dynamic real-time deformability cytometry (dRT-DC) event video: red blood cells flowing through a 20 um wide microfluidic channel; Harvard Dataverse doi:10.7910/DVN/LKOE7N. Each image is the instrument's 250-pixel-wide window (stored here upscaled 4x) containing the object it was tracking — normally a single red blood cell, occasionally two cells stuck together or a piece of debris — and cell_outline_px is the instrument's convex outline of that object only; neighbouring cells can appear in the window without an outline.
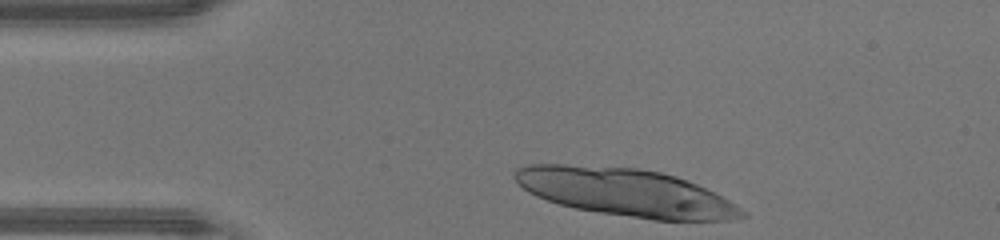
{"species": "human", "species_latin": "Homo sapiens", "temperature_condition": "warm", "stored_images_in_passage": 9, "camera_frame_rate_fps": 3000, "um_per_image_px": 0.085, "donor": {"sex": "male"}, "frame": {"image": 1, "passage_image": 1, "time_ms": 0.0, "image_size_px": [1000, 240], "cell_outline_px": [[748, 216], [728, 220], [652, 220], [600, 212], [576, 208], [560, 204], [536, 196], [528, 192], [512, 176], [512, 172], [516, 168], [528, 164], [564, 164], [640, 168], [660, 172], [676, 176], [696, 184], [728, 200], [748, 212]], "centroid_in_image_um": [53.17, 16.34], "position_along_channel_um": 31.8, "area_um2": 62.89}}